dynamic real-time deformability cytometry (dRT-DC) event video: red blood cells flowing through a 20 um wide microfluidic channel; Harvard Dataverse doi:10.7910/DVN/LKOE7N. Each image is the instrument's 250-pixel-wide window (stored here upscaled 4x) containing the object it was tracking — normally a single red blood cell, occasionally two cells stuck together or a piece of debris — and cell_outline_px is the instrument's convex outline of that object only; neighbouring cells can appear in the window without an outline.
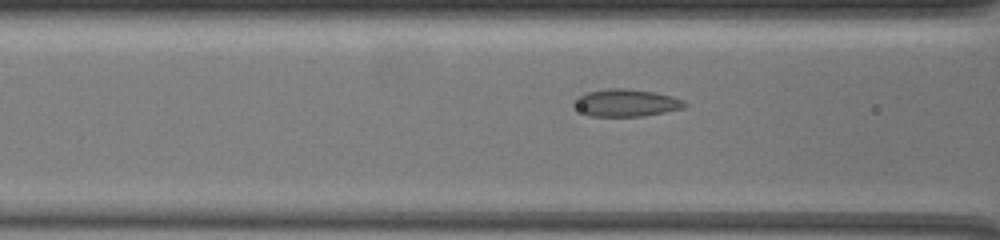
{"species": "common noctule bat (a hibernating species)", "species_latin": "Nyctalus noctula", "temperature_condition": "warm", "stored_images_in_passage": 53, "camera_frame_rate_fps": 3000, "um_per_image_px": 0.085, "animal": {"sex": "female", "body_mass_g": 19.5, "forearm_length_mm": 54.1}, "frame": {"image": 1, "passage_image": 25, "time_ms": 8.0, "image_size_px": [1000, 240], "cell_outline_px": [[688, 104], [684, 108], [644, 116], [588, 116], [572, 104], [572, 100], [576, 96], [588, 92], [608, 88], [624, 88], [652, 92], [672, 96], [684, 100]], "centroid_in_image_um": [53.2, 8.74], "position_along_channel_um": 113.4, "area_um2": 17.69}}
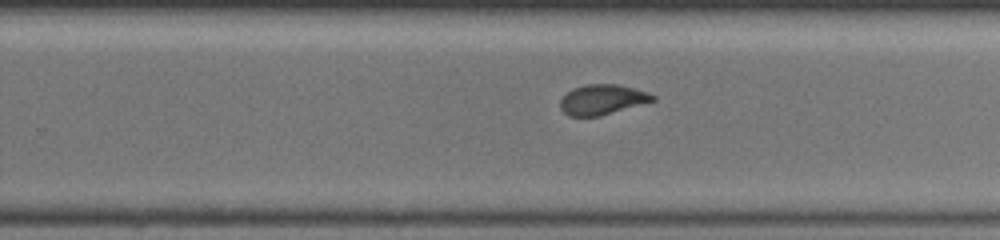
{"frame": {"image": 2, "passage_image": 40, "time_ms": 13.0, "image_size_px": [1000, 240], "cell_outline_px": [[656, 100], [600, 116], [568, 116], [560, 108], [560, 100], [572, 88], [584, 84], [616, 84], [648, 92], [656, 96]], "centroid_in_image_um": [51.19, 8.46], "position_along_channel_um": 278.6, "area_um2": 16.18}}
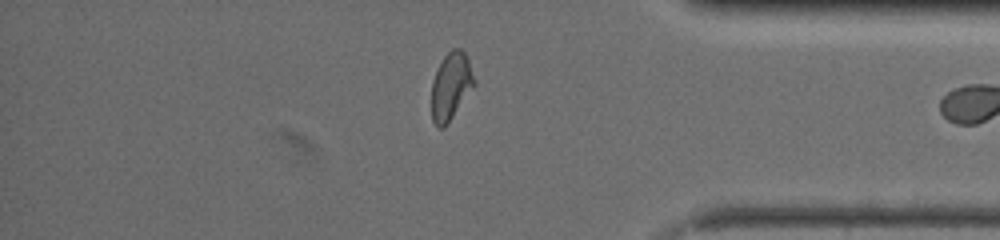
{"frame": {"image": 3, "passage_image": 52, "time_ms": 17.0, "image_size_px": [1000, 240], "cell_outline_px": [[476, 84], [444, 128], [436, 128], [432, 120], [432, 80], [444, 56], [452, 48], [460, 48], [464, 52], [468, 60], [476, 80]], "centroid_in_image_um": [38.33, 7.34], "position_along_channel_um": 396.9, "area_um2": 16.7}}